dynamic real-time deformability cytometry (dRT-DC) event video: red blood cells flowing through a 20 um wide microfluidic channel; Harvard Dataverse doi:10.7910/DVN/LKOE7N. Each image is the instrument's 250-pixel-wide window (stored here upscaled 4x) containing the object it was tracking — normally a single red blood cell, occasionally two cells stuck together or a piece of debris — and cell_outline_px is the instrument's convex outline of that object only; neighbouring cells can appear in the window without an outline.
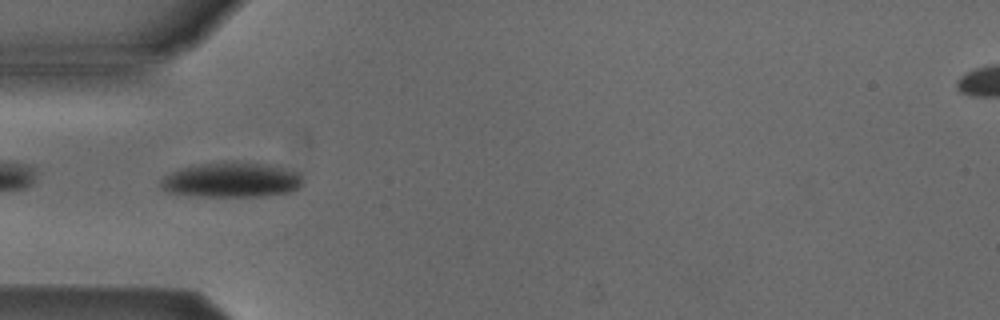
{"species": "Egyptian fruit bat (a non-hibernating species)", "species_latin": "Rousettus aegyptiacus", "temperature_condition": "cold", "stored_images_in_passage": 35, "camera_frame_rate_fps": 3000, "um_per_image_px": 0.085, "animal": {"sex": "male"}, "frame": {"image": 1, "passage_image": 17, "time_ms": 5.333, "image_size_px": [1000, 320], "cell_outline_px": [[300, 184], [296, 188], [288, 192], [264, 196], [200, 196], [168, 192], [160, 184], [160, 180], [164, 176], [180, 168], [200, 164], [260, 164], [280, 168], [296, 172], [300, 176]], "centroid_in_image_um": [19.6, 15.33], "position_along_channel_um": 65.4, "area_um2": 27.57}}
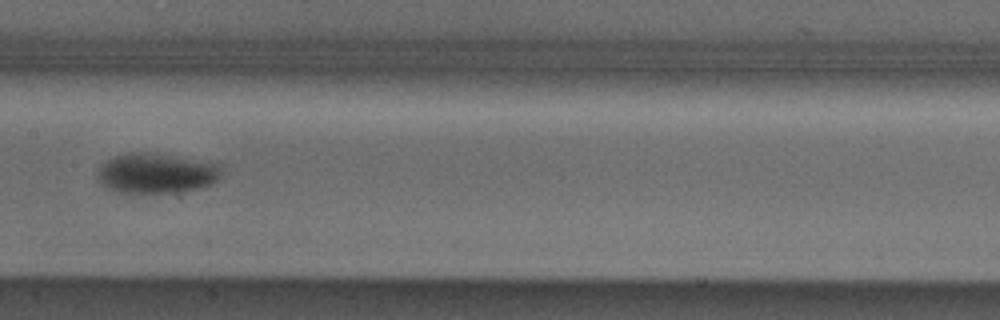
{"frame": {"image": 2, "passage_image": 27, "time_ms": 8.667, "image_size_px": [1000, 320], "cell_outline_px": [[220, 176], [212, 184], [200, 188], [172, 192], [120, 192], [108, 188], [100, 180], [100, 168], [108, 160], [116, 156], [128, 152], [136, 152], [220, 164]], "centroid_in_image_um": [13.31, 14.74], "position_along_channel_um": 194.1, "area_um2": 27.57}}
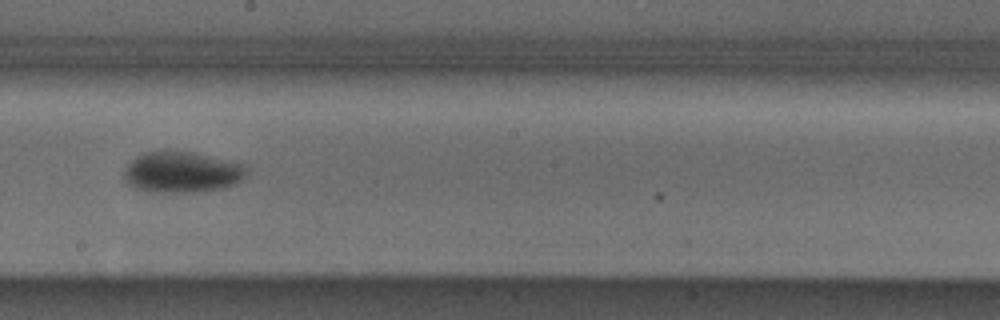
{"frame": {"image": 3, "passage_image": 30, "time_ms": 9.667, "image_size_px": [1000, 320], "cell_outline_px": [[244, 176], [240, 180], [224, 188], [204, 192], [152, 192], [136, 188], [128, 184], [124, 176], [124, 172], [128, 164], [136, 156], [144, 152], [192, 152], [244, 164]], "centroid_in_image_um": [15.43, 14.65], "position_along_channel_um": 232.8, "area_um2": 28.84}}